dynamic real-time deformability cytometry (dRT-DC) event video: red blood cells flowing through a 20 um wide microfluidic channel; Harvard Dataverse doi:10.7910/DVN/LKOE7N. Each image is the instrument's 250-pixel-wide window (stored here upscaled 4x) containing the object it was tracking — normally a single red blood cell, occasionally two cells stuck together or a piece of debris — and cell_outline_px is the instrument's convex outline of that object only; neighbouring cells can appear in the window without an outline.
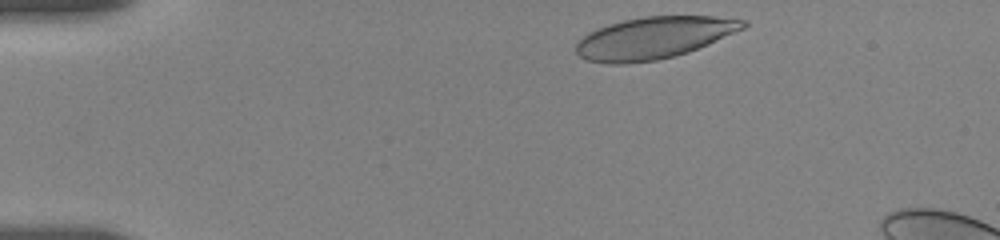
{"species": "human", "species_latin": "Homo sapiens", "temperature_condition": "room temperature", "stored_images_in_passage": 62, "camera_frame_rate_fps": 3000, "um_per_image_px": 0.085, "donor": {"sex": "female"}, "frame": {"image": 1, "passage_image": 3, "time_ms": 0.333, "image_size_px": [1000, 240], "cell_outline_px": [[748, 24], [744, 28], [708, 44], [688, 52], [656, 60], [628, 64], [608, 64], [588, 60], [580, 56], [576, 52], [576, 40], [588, 32], [596, 28], [608, 24], [624, 20], [644, 16], [712, 16], [748, 20]], "centroid_in_image_um": [55.54, 3.21], "position_along_channel_um": 29.5, "area_um2": 40.86}}
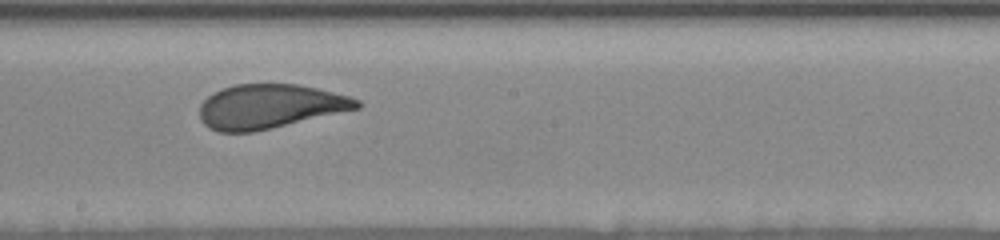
{"frame": {"image": 2, "passage_image": 39, "time_ms": 7.667, "image_size_px": [1000, 240], "cell_outline_px": [[364, 104], [360, 108], [272, 128], [252, 132], [220, 132], [208, 128], [200, 120], [200, 104], [208, 96], [224, 88], [236, 84], [296, 84], [316, 88], [352, 96], [360, 100]], "centroid_in_image_um": [22.96, 9.05], "position_along_channel_um": 225.2, "area_um2": 40.58}}
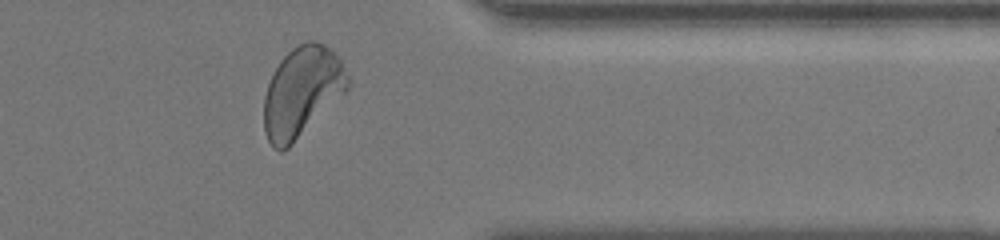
{"frame": {"image": 3, "passage_image": 56, "time_ms": 12.333, "image_size_px": [1000, 240], "cell_outline_px": [[348, 88], [288, 148], [280, 152], [272, 148], [264, 132], [264, 96], [268, 84], [280, 60], [292, 48], [304, 40], [316, 40], [324, 44], [340, 60], [348, 76]], "centroid_in_image_um": [25.62, 7.8], "position_along_channel_um": 385.8, "area_um2": 43.41}, "authors_computed_cell_mechanics": {"area_um2": 41.8761, "velocity_mm_per_s": 3.6278, "shape_relaxation_time_tau1_ms": 4.7478, "shape_relaxation_time_tau2_ms": 0.869, "deformation_change_tau1": 0.1661, "deformation_change_tau2": 0.0731}}